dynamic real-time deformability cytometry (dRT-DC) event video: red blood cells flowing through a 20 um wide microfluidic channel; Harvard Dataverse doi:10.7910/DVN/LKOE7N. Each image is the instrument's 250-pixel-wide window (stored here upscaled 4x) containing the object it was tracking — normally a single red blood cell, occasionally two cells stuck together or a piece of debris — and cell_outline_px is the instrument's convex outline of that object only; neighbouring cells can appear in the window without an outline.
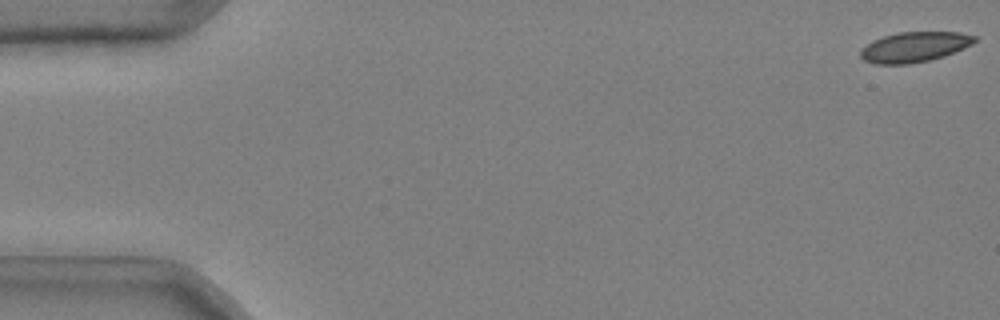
{"species": "common noctule bat (a hibernating species)", "species_latin": "Nyctalus noctula", "temperature_condition": "cold", "stored_images_in_passage": 47, "camera_frame_rate_fps": 3000, "um_per_image_px": 0.085, "animal": {"sex": "male", "body_mass_g": 20.4}, "frame": {"image": 1, "passage_image": 1, "time_ms": 0.0, "image_size_px": [1000, 320], "cell_outline_px": [[976, 40], [972, 44], [964, 48], [944, 56], [928, 60], [908, 64], [876, 64], [864, 60], [860, 56], [860, 48], [872, 40], [896, 32], [960, 32], [976, 36]], "centroid_in_image_um": [77.7, 3.98], "position_along_channel_um": 7.3, "area_um2": 20.11}}
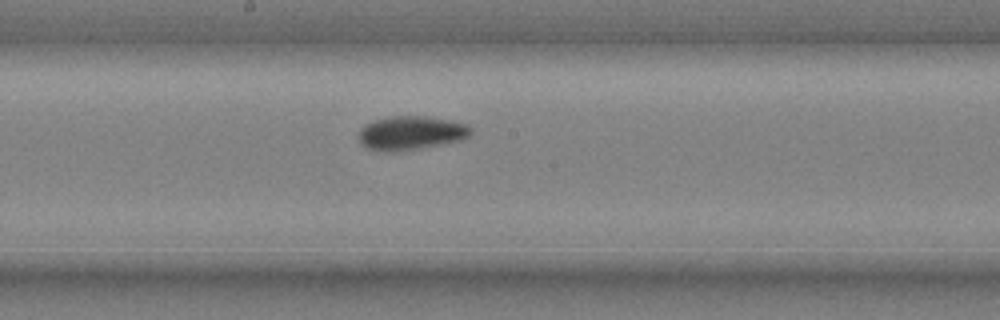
{"frame": {"image": 2, "passage_image": 29, "time_ms": 9.333, "image_size_px": [1000, 320], "cell_outline_px": [[472, 132], [464, 140], [392, 152], [384, 152], [368, 148], [360, 140], [360, 128], [364, 124], [388, 116], [424, 116], [452, 120], [468, 124], [472, 128]], "centroid_in_image_um": [34.97, 11.28], "position_along_channel_um": 213.2, "area_um2": 22.02}}
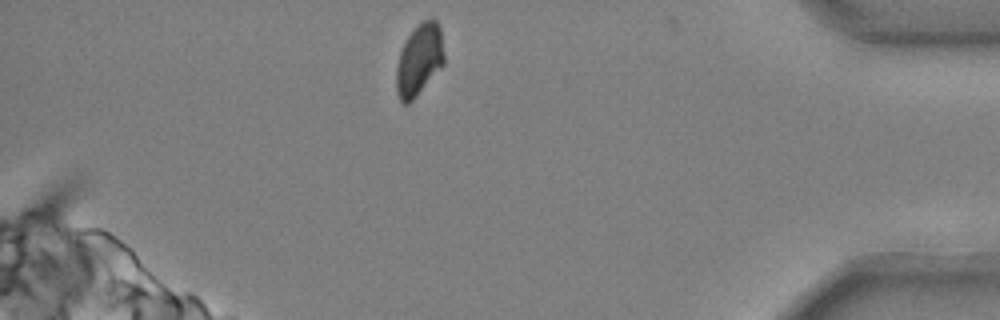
{"frame": {"image": 3, "passage_image": 47, "time_ms": 15.333, "image_size_px": [1000, 320], "cell_outline_px": [[444, 64], [416, 96], [408, 104], [404, 104], [400, 100], [396, 92], [396, 68], [400, 52], [404, 40], [424, 20], [436, 20], [440, 24], [444, 56]], "centroid_in_image_um": [35.63, 5.1], "position_along_channel_um": 399.6, "area_um2": 19.77}, "authors_computed_cell_mechanics": {"area_um2": 21.4438, "velocity_mm_per_s": 3.7018, "shape_relaxation_time_tau1_ms": 5.176, "shape_relaxation_time_tau2_ms": 1.6781, "deformation_change_tau1": 0.1011, "deformation_change_tau2": 0.0479}}